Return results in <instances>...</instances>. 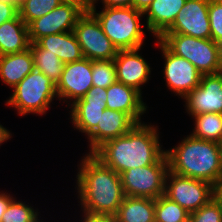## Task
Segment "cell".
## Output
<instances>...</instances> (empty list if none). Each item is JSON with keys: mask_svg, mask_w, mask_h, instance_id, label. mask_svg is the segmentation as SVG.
Wrapping results in <instances>:
<instances>
[{"mask_svg": "<svg viewBox=\"0 0 222 222\" xmlns=\"http://www.w3.org/2000/svg\"><path fill=\"white\" fill-rule=\"evenodd\" d=\"M78 167L75 188L82 214L113 218L125 198L120 174L93 153H86Z\"/></svg>", "mask_w": 222, "mask_h": 222, "instance_id": "cell-1", "label": "cell"}, {"mask_svg": "<svg viewBox=\"0 0 222 222\" xmlns=\"http://www.w3.org/2000/svg\"><path fill=\"white\" fill-rule=\"evenodd\" d=\"M158 126L136 124L126 134L106 141L93 154L118 174L157 163L165 154Z\"/></svg>", "mask_w": 222, "mask_h": 222, "instance_id": "cell-2", "label": "cell"}, {"mask_svg": "<svg viewBox=\"0 0 222 222\" xmlns=\"http://www.w3.org/2000/svg\"><path fill=\"white\" fill-rule=\"evenodd\" d=\"M169 171L207 181L215 187L220 179V144L187 135L171 149H166Z\"/></svg>", "mask_w": 222, "mask_h": 222, "instance_id": "cell-3", "label": "cell"}, {"mask_svg": "<svg viewBox=\"0 0 222 222\" xmlns=\"http://www.w3.org/2000/svg\"><path fill=\"white\" fill-rule=\"evenodd\" d=\"M89 12L97 19L117 50L142 48L145 37L142 26L145 24L140 21L145 17L143 12L133 6L103 7L101 12H97L96 5H92Z\"/></svg>", "mask_w": 222, "mask_h": 222, "instance_id": "cell-4", "label": "cell"}, {"mask_svg": "<svg viewBox=\"0 0 222 222\" xmlns=\"http://www.w3.org/2000/svg\"><path fill=\"white\" fill-rule=\"evenodd\" d=\"M172 53L191 62L201 74L222 72V49L214 40L163 33L158 38Z\"/></svg>", "mask_w": 222, "mask_h": 222, "instance_id": "cell-5", "label": "cell"}, {"mask_svg": "<svg viewBox=\"0 0 222 222\" xmlns=\"http://www.w3.org/2000/svg\"><path fill=\"white\" fill-rule=\"evenodd\" d=\"M12 89L6 105L14 107L20 116L46 114L54 98H58L56 84L35 69Z\"/></svg>", "mask_w": 222, "mask_h": 222, "instance_id": "cell-6", "label": "cell"}, {"mask_svg": "<svg viewBox=\"0 0 222 222\" xmlns=\"http://www.w3.org/2000/svg\"><path fill=\"white\" fill-rule=\"evenodd\" d=\"M168 171L165 154L157 163L122 172L120 178L125 196L157 199L165 193Z\"/></svg>", "mask_w": 222, "mask_h": 222, "instance_id": "cell-7", "label": "cell"}, {"mask_svg": "<svg viewBox=\"0 0 222 222\" xmlns=\"http://www.w3.org/2000/svg\"><path fill=\"white\" fill-rule=\"evenodd\" d=\"M214 189L215 186L207 181L183 177L168 171L164 195L190 214L214 198Z\"/></svg>", "mask_w": 222, "mask_h": 222, "instance_id": "cell-8", "label": "cell"}, {"mask_svg": "<svg viewBox=\"0 0 222 222\" xmlns=\"http://www.w3.org/2000/svg\"><path fill=\"white\" fill-rule=\"evenodd\" d=\"M73 32L84 58L89 60H113L118 50L103 32L97 19L90 13L78 19Z\"/></svg>", "mask_w": 222, "mask_h": 222, "instance_id": "cell-9", "label": "cell"}, {"mask_svg": "<svg viewBox=\"0 0 222 222\" xmlns=\"http://www.w3.org/2000/svg\"><path fill=\"white\" fill-rule=\"evenodd\" d=\"M164 58L163 75L166 86L176 96L184 98L189 92L199 86L203 74L183 57L172 53L159 39L156 40Z\"/></svg>", "mask_w": 222, "mask_h": 222, "instance_id": "cell-10", "label": "cell"}, {"mask_svg": "<svg viewBox=\"0 0 222 222\" xmlns=\"http://www.w3.org/2000/svg\"><path fill=\"white\" fill-rule=\"evenodd\" d=\"M84 11L72 4L61 3L48 14L32 21L28 25L29 39L31 43L50 34H58L73 31L78 19Z\"/></svg>", "mask_w": 222, "mask_h": 222, "instance_id": "cell-11", "label": "cell"}, {"mask_svg": "<svg viewBox=\"0 0 222 222\" xmlns=\"http://www.w3.org/2000/svg\"><path fill=\"white\" fill-rule=\"evenodd\" d=\"M92 86V60L83 58L80 61L66 63L56 85L57 100L61 101L62 99L69 108L76 100L82 98Z\"/></svg>", "mask_w": 222, "mask_h": 222, "instance_id": "cell-12", "label": "cell"}, {"mask_svg": "<svg viewBox=\"0 0 222 222\" xmlns=\"http://www.w3.org/2000/svg\"><path fill=\"white\" fill-rule=\"evenodd\" d=\"M183 99L191 116L209 112L222 114V72L203 74L199 86Z\"/></svg>", "mask_w": 222, "mask_h": 222, "instance_id": "cell-13", "label": "cell"}, {"mask_svg": "<svg viewBox=\"0 0 222 222\" xmlns=\"http://www.w3.org/2000/svg\"><path fill=\"white\" fill-rule=\"evenodd\" d=\"M106 97L107 89L92 86L82 98L71 104L69 114L73 128L88 136L96 128L106 109Z\"/></svg>", "mask_w": 222, "mask_h": 222, "instance_id": "cell-14", "label": "cell"}, {"mask_svg": "<svg viewBox=\"0 0 222 222\" xmlns=\"http://www.w3.org/2000/svg\"><path fill=\"white\" fill-rule=\"evenodd\" d=\"M209 0H186L173 24L164 33L185 34L210 39Z\"/></svg>", "mask_w": 222, "mask_h": 222, "instance_id": "cell-15", "label": "cell"}, {"mask_svg": "<svg viewBox=\"0 0 222 222\" xmlns=\"http://www.w3.org/2000/svg\"><path fill=\"white\" fill-rule=\"evenodd\" d=\"M141 48L118 50L113 59L116 67L117 81L135 88L142 94L141 87L149 82L150 64L139 54Z\"/></svg>", "mask_w": 222, "mask_h": 222, "instance_id": "cell-16", "label": "cell"}, {"mask_svg": "<svg viewBox=\"0 0 222 222\" xmlns=\"http://www.w3.org/2000/svg\"><path fill=\"white\" fill-rule=\"evenodd\" d=\"M136 124L127 113L106 108L96 128L87 136L88 153H94L106 141L126 134Z\"/></svg>", "mask_w": 222, "mask_h": 222, "instance_id": "cell-17", "label": "cell"}, {"mask_svg": "<svg viewBox=\"0 0 222 222\" xmlns=\"http://www.w3.org/2000/svg\"><path fill=\"white\" fill-rule=\"evenodd\" d=\"M142 98V94L135 88L116 81L107 88L106 108L127 113L139 124L147 110Z\"/></svg>", "mask_w": 222, "mask_h": 222, "instance_id": "cell-18", "label": "cell"}, {"mask_svg": "<svg viewBox=\"0 0 222 222\" xmlns=\"http://www.w3.org/2000/svg\"><path fill=\"white\" fill-rule=\"evenodd\" d=\"M186 0H153L147 10L146 30L158 39L174 22Z\"/></svg>", "mask_w": 222, "mask_h": 222, "instance_id": "cell-19", "label": "cell"}, {"mask_svg": "<svg viewBox=\"0 0 222 222\" xmlns=\"http://www.w3.org/2000/svg\"><path fill=\"white\" fill-rule=\"evenodd\" d=\"M33 70L34 63L31 48L0 56V79L11 88H14Z\"/></svg>", "mask_w": 222, "mask_h": 222, "instance_id": "cell-20", "label": "cell"}, {"mask_svg": "<svg viewBox=\"0 0 222 222\" xmlns=\"http://www.w3.org/2000/svg\"><path fill=\"white\" fill-rule=\"evenodd\" d=\"M36 43L48 52L56 54L64 64L84 58L73 31L50 34L40 38Z\"/></svg>", "mask_w": 222, "mask_h": 222, "instance_id": "cell-21", "label": "cell"}, {"mask_svg": "<svg viewBox=\"0 0 222 222\" xmlns=\"http://www.w3.org/2000/svg\"><path fill=\"white\" fill-rule=\"evenodd\" d=\"M28 26L18 15L0 25V56L30 48Z\"/></svg>", "mask_w": 222, "mask_h": 222, "instance_id": "cell-22", "label": "cell"}, {"mask_svg": "<svg viewBox=\"0 0 222 222\" xmlns=\"http://www.w3.org/2000/svg\"><path fill=\"white\" fill-rule=\"evenodd\" d=\"M113 218L115 222H155V200L125 196Z\"/></svg>", "mask_w": 222, "mask_h": 222, "instance_id": "cell-23", "label": "cell"}, {"mask_svg": "<svg viewBox=\"0 0 222 222\" xmlns=\"http://www.w3.org/2000/svg\"><path fill=\"white\" fill-rule=\"evenodd\" d=\"M30 48L33 54L34 69L42 72L57 85L65 64L56 54L41 48L36 42L31 43Z\"/></svg>", "mask_w": 222, "mask_h": 222, "instance_id": "cell-24", "label": "cell"}, {"mask_svg": "<svg viewBox=\"0 0 222 222\" xmlns=\"http://www.w3.org/2000/svg\"><path fill=\"white\" fill-rule=\"evenodd\" d=\"M195 127L192 136L206 141L222 143V114L219 113H203L193 115Z\"/></svg>", "mask_w": 222, "mask_h": 222, "instance_id": "cell-25", "label": "cell"}, {"mask_svg": "<svg viewBox=\"0 0 222 222\" xmlns=\"http://www.w3.org/2000/svg\"><path fill=\"white\" fill-rule=\"evenodd\" d=\"M190 214L164 194L155 199V222H181Z\"/></svg>", "mask_w": 222, "mask_h": 222, "instance_id": "cell-26", "label": "cell"}, {"mask_svg": "<svg viewBox=\"0 0 222 222\" xmlns=\"http://www.w3.org/2000/svg\"><path fill=\"white\" fill-rule=\"evenodd\" d=\"M60 0H27L19 9V16L28 26L32 21L48 14L58 7Z\"/></svg>", "mask_w": 222, "mask_h": 222, "instance_id": "cell-27", "label": "cell"}, {"mask_svg": "<svg viewBox=\"0 0 222 222\" xmlns=\"http://www.w3.org/2000/svg\"><path fill=\"white\" fill-rule=\"evenodd\" d=\"M117 81L116 67L113 60L92 61V83L93 86L107 89Z\"/></svg>", "mask_w": 222, "mask_h": 222, "instance_id": "cell-28", "label": "cell"}, {"mask_svg": "<svg viewBox=\"0 0 222 222\" xmlns=\"http://www.w3.org/2000/svg\"><path fill=\"white\" fill-rule=\"evenodd\" d=\"M37 216H40L37 209L13 198L2 216V222H31Z\"/></svg>", "mask_w": 222, "mask_h": 222, "instance_id": "cell-29", "label": "cell"}, {"mask_svg": "<svg viewBox=\"0 0 222 222\" xmlns=\"http://www.w3.org/2000/svg\"><path fill=\"white\" fill-rule=\"evenodd\" d=\"M191 222H222V208L216 198H212L200 209L190 213Z\"/></svg>", "mask_w": 222, "mask_h": 222, "instance_id": "cell-30", "label": "cell"}, {"mask_svg": "<svg viewBox=\"0 0 222 222\" xmlns=\"http://www.w3.org/2000/svg\"><path fill=\"white\" fill-rule=\"evenodd\" d=\"M208 17L210 21L211 39L222 44V1L209 0Z\"/></svg>", "mask_w": 222, "mask_h": 222, "instance_id": "cell-31", "label": "cell"}, {"mask_svg": "<svg viewBox=\"0 0 222 222\" xmlns=\"http://www.w3.org/2000/svg\"><path fill=\"white\" fill-rule=\"evenodd\" d=\"M19 15V9L13 3L0 2V25Z\"/></svg>", "mask_w": 222, "mask_h": 222, "instance_id": "cell-32", "label": "cell"}, {"mask_svg": "<svg viewBox=\"0 0 222 222\" xmlns=\"http://www.w3.org/2000/svg\"><path fill=\"white\" fill-rule=\"evenodd\" d=\"M98 0H96L93 5H95ZM103 7H130L132 6V0H101Z\"/></svg>", "mask_w": 222, "mask_h": 222, "instance_id": "cell-33", "label": "cell"}, {"mask_svg": "<svg viewBox=\"0 0 222 222\" xmlns=\"http://www.w3.org/2000/svg\"><path fill=\"white\" fill-rule=\"evenodd\" d=\"M13 198L9 193L0 192V222H2V216Z\"/></svg>", "mask_w": 222, "mask_h": 222, "instance_id": "cell-34", "label": "cell"}, {"mask_svg": "<svg viewBox=\"0 0 222 222\" xmlns=\"http://www.w3.org/2000/svg\"><path fill=\"white\" fill-rule=\"evenodd\" d=\"M62 3H72L80 7L84 12H89L92 8V3L89 0H60Z\"/></svg>", "mask_w": 222, "mask_h": 222, "instance_id": "cell-35", "label": "cell"}, {"mask_svg": "<svg viewBox=\"0 0 222 222\" xmlns=\"http://www.w3.org/2000/svg\"><path fill=\"white\" fill-rule=\"evenodd\" d=\"M153 0H132V6L141 12H145Z\"/></svg>", "mask_w": 222, "mask_h": 222, "instance_id": "cell-36", "label": "cell"}, {"mask_svg": "<svg viewBox=\"0 0 222 222\" xmlns=\"http://www.w3.org/2000/svg\"><path fill=\"white\" fill-rule=\"evenodd\" d=\"M81 222H115L114 218L112 217H93L88 215L82 216Z\"/></svg>", "mask_w": 222, "mask_h": 222, "instance_id": "cell-37", "label": "cell"}, {"mask_svg": "<svg viewBox=\"0 0 222 222\" xmlns=\"http://www.w3.org/2000/svg\"><path fill=\"white\" fill-rule=\"evenodd\" d=\"M11 136V132L0 124V146L3 142H6L8 139L12 138Z\"/></svg>", "mask_w": 222, "mask_h": 222, "instance_id": "cell-38", "label": "cell"}, {"mask_svg": "<svg viewBox=\"0 0 222 222\" xmlns=\"http://www.w3.org/2000/svg\"><path fill=\"white\" fill-rule=\"evenodd\" d=\"M214 197L220 203L221 208H222V184H219L218 186L215 187Z\"/></svg>", "mask_w": 222, "mask_h": 222, "instance_id": "cell-39", "label": "cell"}, {"mask_svg": "<svg viewBox=\"0 0 222 222\" xmlns=\"http://www.w3.org/2000/svg\"><path fill=\"white\" fill-rule=\"evenodd\" d=\"M219 184H222V143L220 144V179Z\"/></svg>", "mask_w": 222, "mask_h": 222, "instance_id": "cell-40", "label": "cell"}, {"mask_svg": "<svg viewBox=\"0 0 222 222\" xmlns=\"http://www.w3.org/2000/svg\"><path fill=\"white\" fill-rule=\"evenodd\" d=\"M27 0H13V4L19 8L22 4H24Z\"/></svg>", "mask_w": 222, "mask_h": 222, "instance_id": "cell-41", "label": "cell"}, {"mask_svg": "<svg viewBox=\"0 0 222 222\" xmlns=\"http://www.w3.org/2000/svg\"><path fill=\"white\" fill-rule=\"evenodd\" d=\"M0 2H3V3H13V0H0Z\"/></svg>", "mask_w": 222, "mask_h": 222, "instance_id": "cell-42", "label": "cell"}, {"mask_svg": "<svg viewBox=\"0 0 222 222\" xmlns=\"http://www.w3.org/2000/svg\"><path fill=\"white\" fill-rule=\"evenodd\" d=\"M39 217L37 216L33 221L31 222H43L42 220L40 221V219H38Z\"/></svg>", "mask_w": 222, "mask_h": 222, "instance_id": "cell-43", "label": "cell"}, {"mask_svg": "<svg viewBox=\"0 0 222 222\" xmlns=\"http://www.w3.org/2000/svg\"><path fill=\"white\" fill-rule=\"evenodd\" d=\"M181 222H191L190 216L187 219H185V220H183Z\"/></svg>", "mask_w": 222, "mask_h": 222, "instance_id": "cell-44", "label": "cell"}, {"mask_svg": "<svg viewBox=\"0 0 222 222\" xmlns=\"http://www.w3.org/2000/svg\"><path fill=\"white\" fill-rule=\"evenodd\" d=\"M92 4L96 1V0H89Z\"/></svg>", "mask_w": 222, "mask_h": 222, "instance_id": "cell-45", "label": "cell"}]
</instances>
